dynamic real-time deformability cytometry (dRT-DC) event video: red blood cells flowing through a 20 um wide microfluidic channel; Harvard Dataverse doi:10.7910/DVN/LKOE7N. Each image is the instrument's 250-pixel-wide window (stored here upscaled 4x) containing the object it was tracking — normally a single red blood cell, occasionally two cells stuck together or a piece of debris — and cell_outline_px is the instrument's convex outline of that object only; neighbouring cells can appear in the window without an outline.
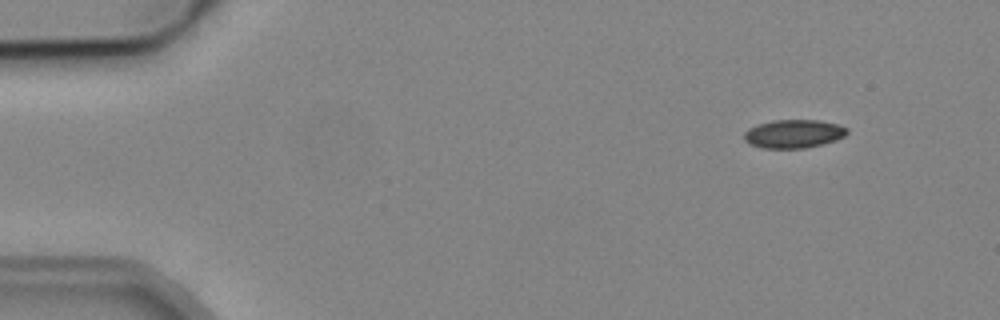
{"species": "common noctule bat (a hibernating species)", "species_latin": "Nyctalus noctula", "temperature_condition": "cold", "stored_images_in_passage": 4, "camera_frame_rate_fps": 3000, "um_per_image_px": 0.085, "animal": {"sex": "male", "body_mass_g": 19.2, "forearm_length_mm": 51.8}, "frame": {"image": 1, "passage_image": 1, "time_ms": 0.0, "image_size_px": [1000, 320], "cell_outline_px": [[848, 132], [844, 136], [820, 144], [804, 148], [760, 148], [748, 144], [744, 140], [744, 132], [748, 128], [756, 124], [772, 120], [820, 120], [836, 124], [848, 128]], "centroid_in_image_um": [67.38, 11.36], "position_along_channel_um": 17.6, "area_um2": 17.05}}
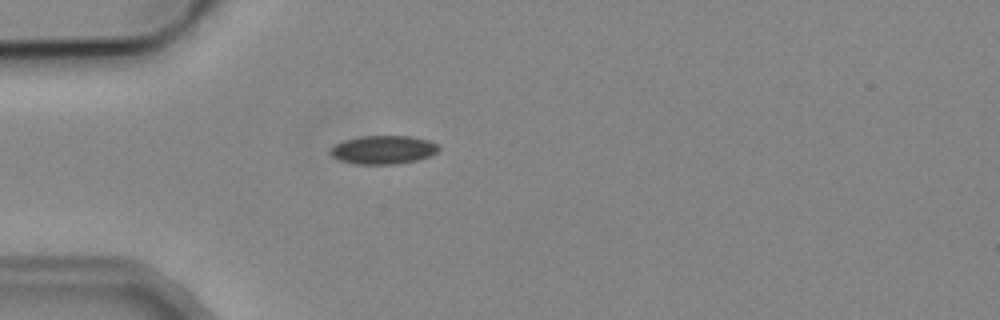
{"frame": {"image": 2, "passage_image": 4, "time_ms": 3.333, "image_size_px": [1000, 320], "cell_outline_px": [[440, 148], [432, 156], [416, 160], [396, 164], [356, 164], [340, 160], [332, 156], [328, 152], [336, 144], [344, 140], [360, 136], [412, 136], [428, 140], [436, 144]], "centroid_in_image_um": [32.58, 12.73], "position_along_channel_um": 52.4, "area_um2": 17.98}}